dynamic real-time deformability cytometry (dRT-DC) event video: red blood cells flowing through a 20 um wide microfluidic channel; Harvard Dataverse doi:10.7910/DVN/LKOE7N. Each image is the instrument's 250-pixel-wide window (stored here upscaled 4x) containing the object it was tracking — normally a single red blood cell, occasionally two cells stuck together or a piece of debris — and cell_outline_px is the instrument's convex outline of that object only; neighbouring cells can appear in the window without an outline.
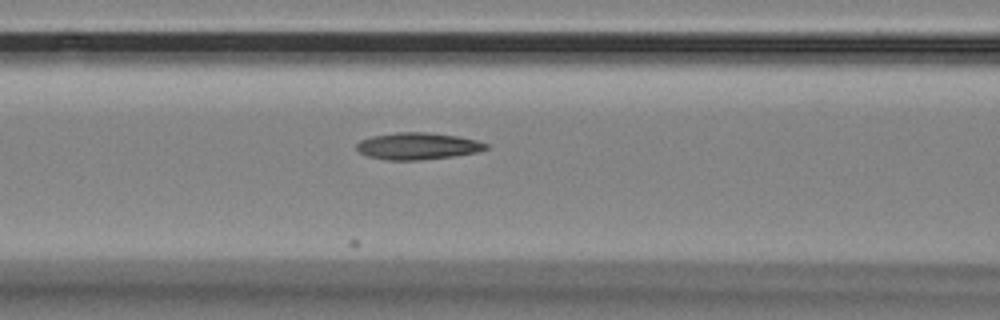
{"species": "Egyptian fruit bat (a non-hibernating species)", "species_latin": "Rousettus aegyptiacus", "temperature_condition": "room temperature", "stored_images_in_passage": 25, "camera_frame_rate_fps": 3000, "um_per_image_px": 0.085, "animal": {"sex": "female"}, "frame": {"image": 1, "passage_image": 20, "time_ms": 6.333, "image_size_px": [1000, 320], "cell_outline_px": [[488, 148], [476, 152], [452, 156], [420, 160], [388, 160], [368, 156], [360, 152], [356, 148], [356, 144], [360, 140], [372, 136], [400, 132], [428, 132], [456, 136], [476, 140], [488, 144]], "centroid_in_image_um": [35.48, 12.41], "position_along_channel_um": 131.1, "area_um2": 20.06}}
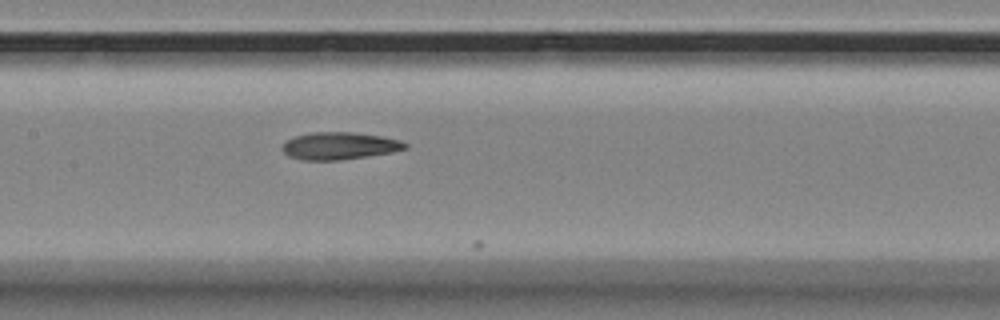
{"frame": {"image": 2, "passage_image": 24, "time_ms": 7.667, "image_size_px": [1000, 320], "cell_outline_px": [[408, 148], [392, 152], [340, 160], [304, 160], [288, 156], [280, 148], [288, 140], [296, 136], [308, 132], [352, 132], [384, 136], [400, 140], [408, 144]], "centroid_in_image_um": [28.87, 12.39], "position_along_channel_um": 178.5, "area_um2": 19.59}}